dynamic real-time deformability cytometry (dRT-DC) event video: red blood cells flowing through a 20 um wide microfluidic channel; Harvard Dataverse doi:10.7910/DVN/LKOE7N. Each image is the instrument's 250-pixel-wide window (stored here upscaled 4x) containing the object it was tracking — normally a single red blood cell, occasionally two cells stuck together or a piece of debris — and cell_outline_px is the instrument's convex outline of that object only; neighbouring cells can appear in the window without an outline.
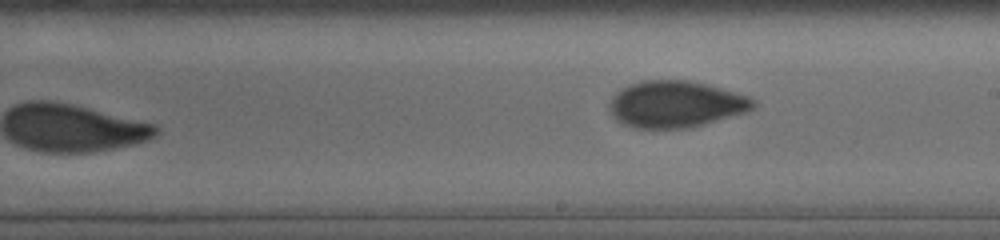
{"species": "human", "species_latin": "Homo sapiens", "temperature_condition": "cold", "stored_images_in_passage": 31, "segment_of_instrument_passage": [2, 2], "camera_frame_rate_fps": 3000, "um_per_image_px": 0.085, "donor": {"sex": "male"}, "frame": {"image": 1, "passage_image": 31, "time_ms": 11.333, "image_size_px": [1000, 240], "cell_outline_px": [[756, 104], [752, 108], [744, 112], [688, 128], [636, 128], [620, 124], [612, 116], [612, 96], [620, 88], [628, 84], [640, 80], [688, 80], [720, 88], [748, 96], [756, 100]], "centroid_in_image_um": [57.39, 8.85], "position_along_channel_um": 231.6, "area_um2": 38.73}}